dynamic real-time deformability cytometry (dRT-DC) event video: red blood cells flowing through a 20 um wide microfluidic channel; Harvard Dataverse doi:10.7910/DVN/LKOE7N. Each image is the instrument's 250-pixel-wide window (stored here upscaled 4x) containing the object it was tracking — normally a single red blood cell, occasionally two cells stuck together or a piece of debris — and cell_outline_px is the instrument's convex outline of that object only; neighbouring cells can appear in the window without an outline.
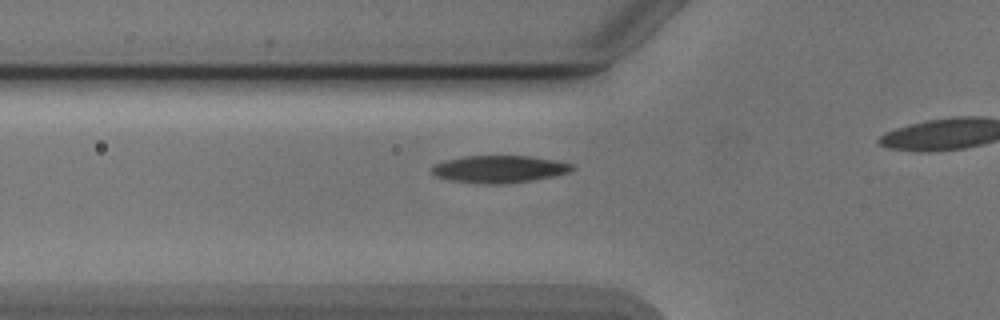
{"species": "Egyptian fruit bat (a non-hibernating species)", "species_latin": "Rousettus aegyptiacus", "temperature_condition": "cold", "stored_images_in_passage": 30, "camera_frame_rate_fps": 3000, "um_per_image_px": 0.085, "animal": {"sex": "male"}, "frame": {"image": 1, "passage_image": 5, "time_ms": 1.333, "image_size_px": [1000, 320], "cell_outline_px": [[576, 168], [572, 172], [556, 176], [532, 180], [500, 184], [484, 184], [448, 180], [436, 176], [432, 172], [432, 168], [436, 164], [444, 160], [464, 156], [532, 156], [556, 160], [572, 164]], "centroid_in_image_um": [42.49, 14.37], "position_along_channel_um": 83.3, "area_um2": 22.48}}
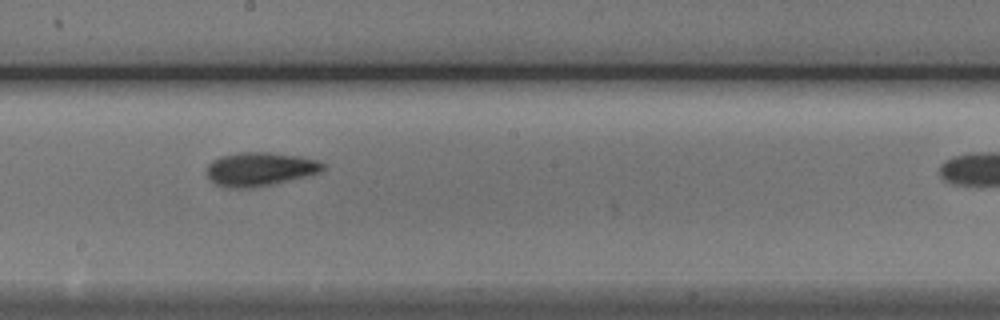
{"frame": {"image": 2, "passage_image": 16, "time_ms": 5.0, "image_size_px": [1000, 320], "cell_outline_px": [[324, 168], [320, 172], [272, 184], [252, 188], [228, 188], [216, 184], [208, 176], [208, 164], [212, 160], [220, 156], [240, 152], [268, 152], [300, 156], [316, 160], [324, 164]], "centroid_in_image_um": [22.07, 14.37], "position_along_channel_um": 226.1, "area_um2": 22.6}}
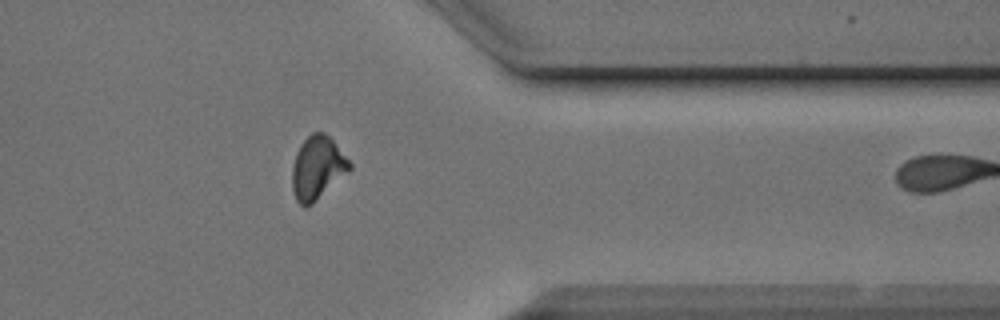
{"frame": {"image": 3, "passage_image": 29, "time_ms": 9.333, "image_size_px": [1000, 320], "cell_outline_px": [[352, 168], [312, 204], [304, 208], [296, 200], [292, 188], [292, 168], [296, 152], [300, 144], [312, 132], [324, 132], [332, 140], [352, 164]], "centroid_in_image_um": [26.96, 14.27], "position_along_channel_um": 384.4, "area_um2": 20.92}}